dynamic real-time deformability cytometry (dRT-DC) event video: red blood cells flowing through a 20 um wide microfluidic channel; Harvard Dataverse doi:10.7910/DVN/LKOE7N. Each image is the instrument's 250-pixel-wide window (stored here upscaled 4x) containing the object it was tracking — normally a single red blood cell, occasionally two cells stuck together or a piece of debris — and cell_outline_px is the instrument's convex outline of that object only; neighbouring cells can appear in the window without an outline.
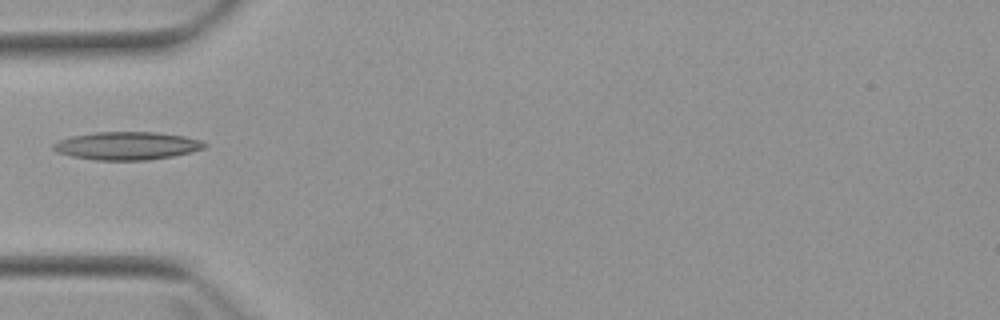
{"species": "Egyptian fruit bat (a non-hibernating species)", "species_latin": "Rousettus aegyptiacus", "temperature_condition": "warm", "stored_images_in_passage": 4, "camera_frame_rate_fps": 3000, "um_per_image_px": 0.085, "animal": {"sex": "female"}, "frame": {"image": 1, "passage_image": 2, "time_ms": 1.333, "image_size_px": [1000, 320], "cell_outline_px": [[208, 144], [204, 148], [172, 156], [148, 160], [96, 160], [72, 156], [56, 152], [52, 148], [52, 144], [60, 140], [72, 136], [96, 132], [156, 132], [184, 136], [200, 140]], "centroid_in_image_um": [10.77, 12.39], "position_along_channel_um": 74.2, "area_um2": 24.51}}
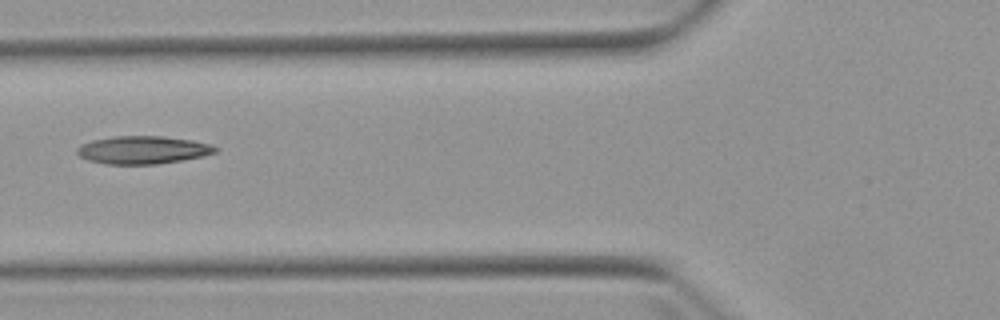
{"frame": {"image": 2, "passage_image": 3, "time_ms": 2.333, "image_size_px": [1000, 320], "cell_outline_px": [[220, 148], [216, 152], [204, 156], [156, 164], [108, 164], [88, 160], [80, 156], [76, 152], [76, 148], [80, 144], [92, 140], [112, 136], [164, 136], [192, 140], [212, 144]], "centroid_in_image_um": [12.15, 12.73], "position_along_channel_um": 113.6, "area_um2": 22.6}}
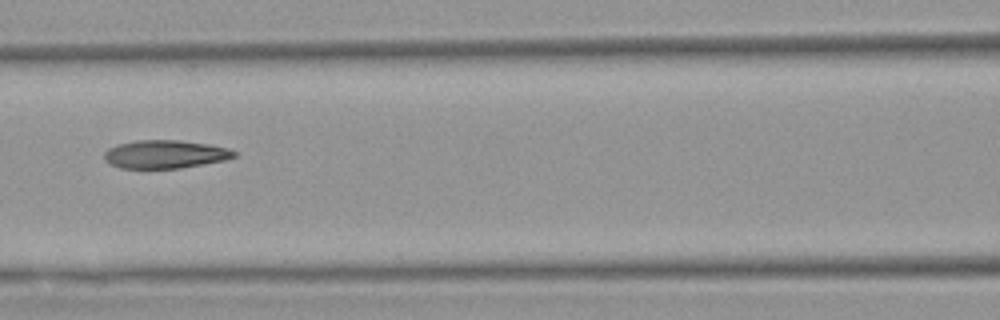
{"frame": {"image": 3, "passage_image": 4, "time_ms": 3.333, "image_size_px": [1000, 320], "cell_outline_px": [[236, 156], [224, 160], [180, 168], [120, 168], [108, 164], [104, 160], [104, 152], [108, 148], [116, 144], [136, 140], [180, 140], [208, 144], [228, 148], [236, 152]], "centroid_in_image_um": [13.98, 13.1], "position_along_channel_um": 152.6, "area_um2": 21.44}}